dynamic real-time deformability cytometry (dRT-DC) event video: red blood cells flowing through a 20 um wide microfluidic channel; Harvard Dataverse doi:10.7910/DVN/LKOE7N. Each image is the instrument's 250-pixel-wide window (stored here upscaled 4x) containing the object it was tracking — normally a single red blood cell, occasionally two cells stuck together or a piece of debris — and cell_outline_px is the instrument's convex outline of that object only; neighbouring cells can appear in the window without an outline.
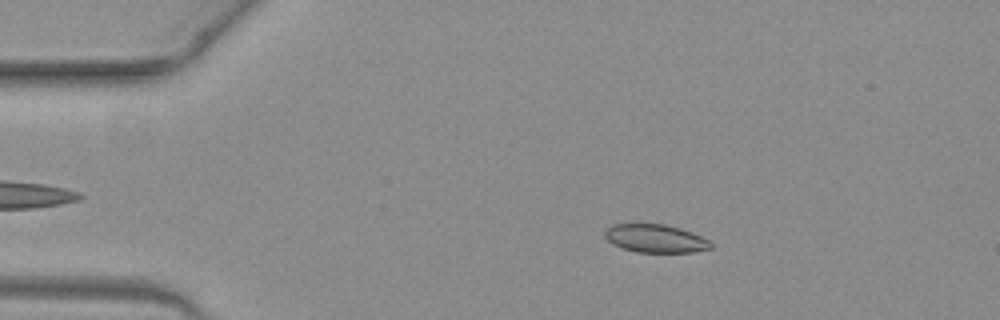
{"species": "common noctule bat (a hibernating species)", "species_latin": "Nyctalus noctula", "temperature_condition": "warm", "stored_images_in_passage": 43, "camera_frame_rate_fps": 3000, "um_per_image_px": 0.085, "animal": {"sex": "female", "body_mass_g": 19.3, "forearm_length_mm": 54.1}, "frame": {"image": 1, "passage_image": 9, "time_ms": 2.667, "image_size_px": [1000, 320], "cell_outline_px": [[712, 248], [692, 252], [636, 252], [612, 244], [604, 236], [604, 232], [612, 224], [636, 220], [664, 224], [680, 228], [692, 232], [708, 240], [712, 244]], "centroid_in_image_um": [55.64, 20.21], "position_along_channel_um": 29.4, "area_um2": 18.03}}
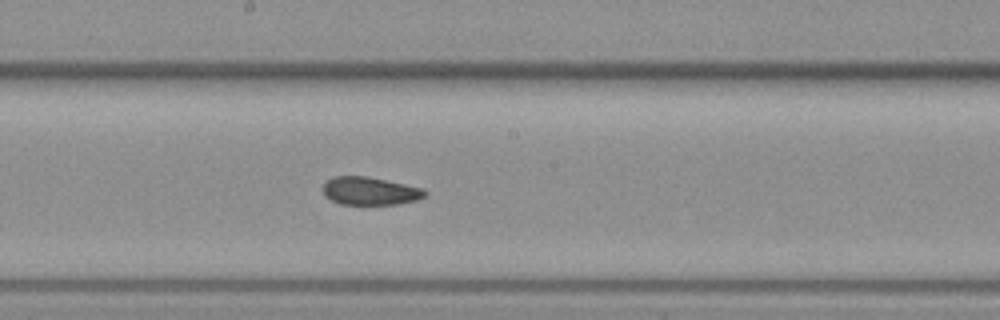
{"frame": {"image": 2, "passage_image": 27, "time_ms": 8.667, "image_size_px": [1000, 320], "cell_outline_px": [[428, 192], [424, 196], [416, 200], [396, 204], [340, 204], [324, 196], [324, 184], [332, 176], [368, 176], [424, 188]], "centroid_in_image_um": [31.46, 16.22], "position_along_channel_um": 216.7, "area_um2": 16.59}}
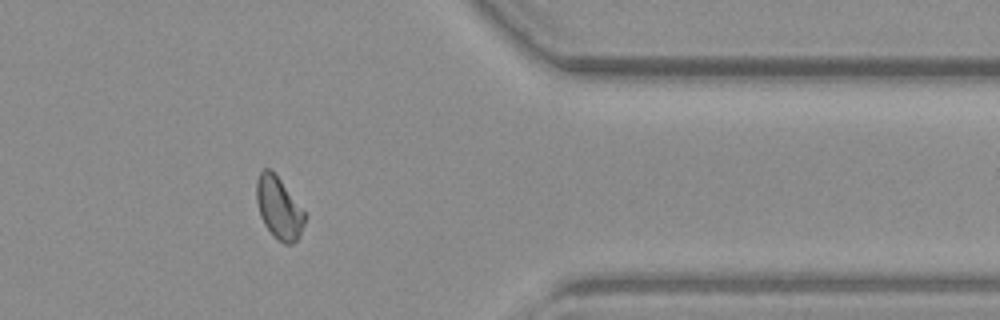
{"frame": {"image": 3, "passage_image": 41, "time_ms": 13.333, "image_size_px": [1000, 320], "cell_outline_px": [[304, 224], [300, 236], [292, 244], [284, 244], [264, 224], [260, 216], [256, 200], [256, 180], [260, 172], [264, 168], [272, 168], [304, 212]], "centroid_in_image_um": [23.67, 17.63], "position_along_channel_um": 387.7, "area_um2": 17.17}, "authors_computed_cell_mechanics": {"area_um2": 17.34, "velocity_mm_per_s": 4.0696, "shape_relaxation_time_tau1_ms": null, "shape_relaxation_time_tau2_ms": 0.9169, "deformation_change_tau1": null, "deformation_change_tau2": 0.0478}}